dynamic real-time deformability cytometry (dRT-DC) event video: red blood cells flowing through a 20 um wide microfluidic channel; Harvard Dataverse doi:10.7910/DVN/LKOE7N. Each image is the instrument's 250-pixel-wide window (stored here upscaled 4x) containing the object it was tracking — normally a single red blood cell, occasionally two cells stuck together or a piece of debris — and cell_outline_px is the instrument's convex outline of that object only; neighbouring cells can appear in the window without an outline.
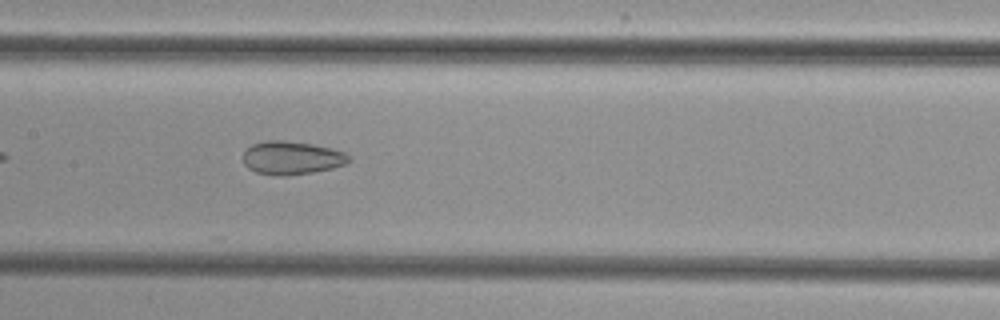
{"species": "common noctule bat (a hibernating species)", "species_latin": "Nyctalus noctula", "temperature_condition": "cold", "stored_images_in_passage": 38, "camera_frame_rate_fps": 3000, "um_per_image_px": 0.085, "animal": {"sex": "female", "body_mass_g": 29.2, "forearm_length_mm": 56.3}, "frame": {"image": 1, "passage_image": 12, "time_ms": 3.667, "image_size_px": [1000, 320], "cell_outline_px": [[348, 160], [344, 164], [332, 168], [312, 172], [288, 176], [276, 176], [256, 172], [248, 168], [244, 164], [244, 152], [252, 144], [264, 140], [284, 140], [312, 144], [332, 148], [344, 152], [348, 156]], "centroid_in_image_um": [24.75, 13.42], "position_along_channel_um": 182.6, "area_um2": 20.46}}